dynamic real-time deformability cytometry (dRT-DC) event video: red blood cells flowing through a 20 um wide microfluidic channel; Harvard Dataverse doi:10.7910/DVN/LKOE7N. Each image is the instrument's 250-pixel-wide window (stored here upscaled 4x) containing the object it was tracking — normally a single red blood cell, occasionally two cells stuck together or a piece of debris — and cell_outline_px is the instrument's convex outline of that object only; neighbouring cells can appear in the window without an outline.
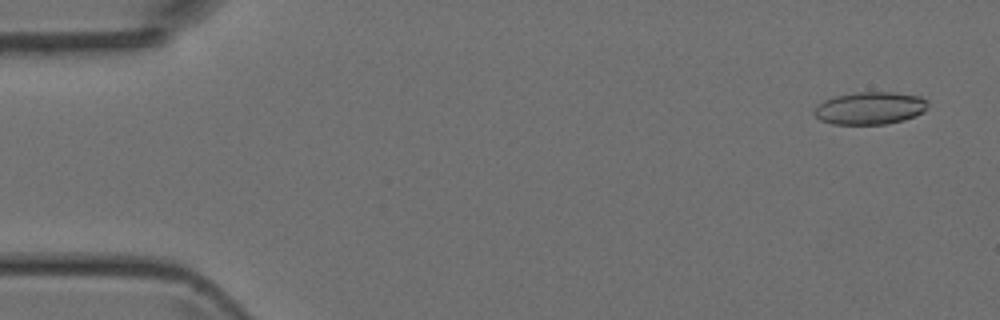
{"species": "Egyptian fruit bat (a non-hibernating species)", "species_latin": "Rousettus aegyptiacus", "temperature_condition": "room temperature", "stored_images_in_passage": 48, "camera_frame_rate_fps": 3000, "um_per_image_px": 0.085, "animal": {"sex": "female"}, "frame": {"image": 1, "passage_image": 3, "time_ms": 0.667, "image_size_px": [1000, 320], "cell_outline_px": [[928, 108], [924, 112], [916, 116], [904, 120], [884, 124], [832, 124], [820, 120], [812, 112], [824, 100], [836, 96], [856, 92], [892, 92], [920, 96], [928, 100]], "centroid_in_image_um": [73.99, 9.19], "position_along_channel_um": 11.0, "area_um2": 21.62}}
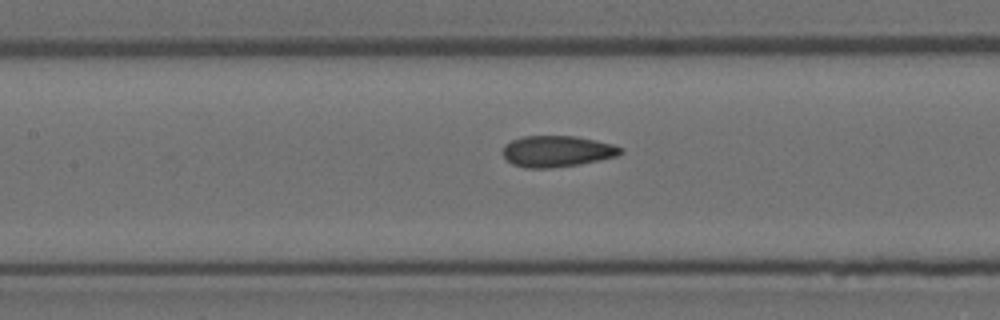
{"frame": {"image": 2, "passage_image": 22, "time_ms": 7.0, "image_size_px": [1000, 320], "cell_outline_px": [[624, 152], [616, 156], [580, 164], [552, 168], [524, 168], [512, 164], [504, 156], [504, 144], [512, 140], [524, 136], [576, 136], [596, 140], [612, 144], [624, 148]], "centroid_in_image_um": [47.36, 12.86], "position_along_channel_um": 160.0, "area_um2": 21.44}}
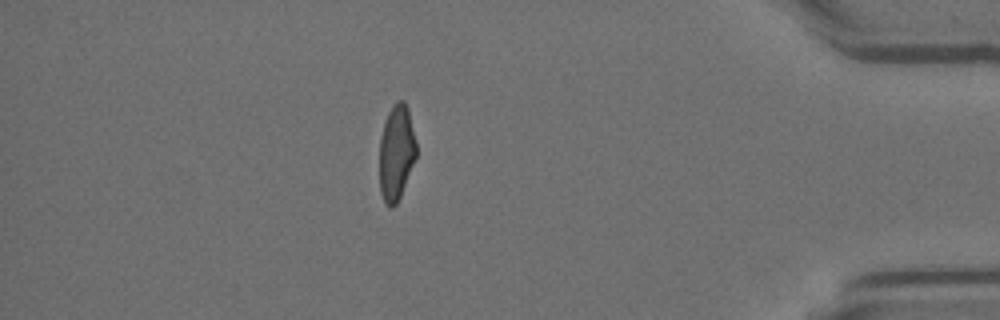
{"frame": {"image": 3, "passage_image": 42, "time_ms": 13.667, "image_size_px": [1000, 320], "cell_outline_px": [[416, 156], [400, 196], [396, 204], [392, 208], [388, 208], [380, 192], [380, 136], [388, 112], [392, 104], [396, 100], [404, 100], [408, 108], [416, 144]], "centroid_in_image_um": [33.68, 12.95], "position_along_channel_um": 401.5, "area_um2": 20.35}}